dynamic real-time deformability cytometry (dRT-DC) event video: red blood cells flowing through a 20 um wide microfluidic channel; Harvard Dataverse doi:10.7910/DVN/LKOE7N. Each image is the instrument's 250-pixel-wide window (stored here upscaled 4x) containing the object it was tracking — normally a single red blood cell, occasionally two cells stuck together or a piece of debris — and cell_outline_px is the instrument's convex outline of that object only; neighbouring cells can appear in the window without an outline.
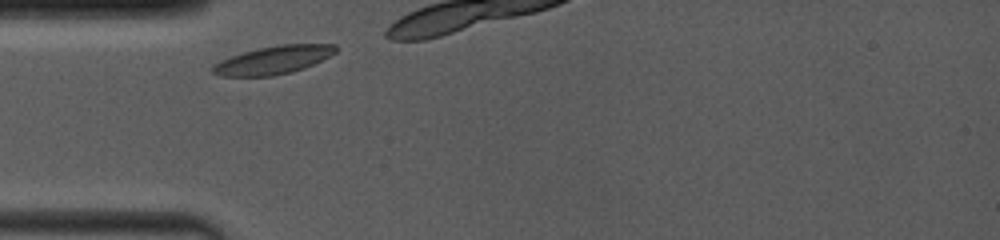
{"species": "common noctule bat (a hibernating species)", "species_latin": "Nyctalus noctula", "temperature_condition": "room temperature", "stored_images_in_passage": 5, "camera_frame_rate_fps": 4000, "um_per_image_px": 0.085, "animal": {"sex": "female", "body_mass_g": 19.0, "forearm_length_mm": 53.3}, "frame": {"image": 1, "passage_image": 1, "time_ms": 0.0, "image_size_px": [1000, 240], "cell_outline_px": [[336, 52], [304, 68], [292, 72], [272, 76], [220, 76], [212, 72], [212, 68], [220, 60], [244, 52], [260, 48], [280, 44], [336, 44]], "centroid_in_image_um": [23.23, 5.1], "position_along_channel_um": 61.8, "area_um2": 19.83}}